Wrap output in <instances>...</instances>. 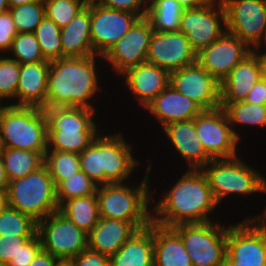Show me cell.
I'll list each match as a JSON object with an SVG mask.
<instances>
[{"label":"cell","mask_w":266,"mask_h":266,"mask_svg":"<svg viewBox=\"0 0 266 266\" xmlns=\"http://www.w3.org/2000/svg\"><path fill=\"white\" fill-rule=\"evenodd\" d=\"M247 164L239 155L232 158L212 159L201 171L206 176L216 203L221 205L226 198L238 195L265 194L266 177ZM243 196V197H242Z\"/></svg>","instance_id":"cell-5"},{"label":"cell","mask_w":266,"mask_h":266,"mask_svg":"<svg viewBox=\"0 0 266 266\" xmlns=\"http://www.w3.org/2000/svg\"><path fill=\"white\" fill-rule=\"evenodd\" d=\"M47 167L55 186L80 171L79 154L58 150H47L44 154Z\"/></svg>","instance_id":"cell-34"},{"label":"cell","mask_w":266,"mask_h":266,"mask_svg":"<svg viewBox=\"0 0 266 266\" xmlns=\"http://www.w3.org/2000/svg\"><path fill=\"white\" fill-rule=\"evenodd\" d=\"M263 223V225L266 227V221H261Z\"/></svg>","instance_id":"cell-60"},{"label":"cell","mask_w":266,"mask_h":266,"mask_svg":"<svg viewBox=\"0 0 266 266\" xmlns=\"http://www.w3.org/2000/svg\"><path fill=\"white\" fill-rule=\"evenodd\" d=\"M64 264L59 258L41 249L29 266H63Z\"/></svg>","instance_id":"cell-48"},{"label":"cell","mask_w":266,"mask_h":266,"mask_svg":"<svg viewBox=\"0 0 266 266\" xmlns=\"http://www.w3.org/2000/svg\"><path fill=\"white\" fill-rule=\"evenodd\" d=\"M120 76L122 84L126 86L125 90H129L126 92H130L131 97H134L132 99L138 102L136 105L143 109L169 85L170 81V73L167 70L147 61L128 68Z\"/></svg>","instance_id":"cell-20"},{"label":"cell","mask_w":266,"mask_h":266,"mask_svg":"<svg viewBox=\"0 0 266 266\" xmlns=\"http://www.w3.org/2000/svg\"><path fill=\"white\" fill-rule=\"evenodd\" d=\"M153 32L149 19L146 16L139 18L103 56V61H106L105 66L107 65L108 69L110 67V71L113 70V74L120 78L128 68L146 62Z\"/></svg>","instance_id":"cell-15"},{"label":"cell","mask_w":266,"mask_h":266,"mask_svg":"<svg viewBox=\"0 0 266 266\" xmlns=\"http://www.w3.org/2000/svg\"><path fill=\"white\" fill-rule=\"evenodd\" d=\"M14 22L9 11L0 14V54H7L14 37L17 35Z\"/></svg>","instance_id":"cell-45"},{"label":"cell","mask_w":266,"mask_h":266,"mask_svg":"<svg viewBox=\"0 0 266 266\" xmlns=\"http://www.w3.org/2000/svg\"><path fill=\"white\" fill-rule=\"evenodd\" d=\"M87 2H94V1H97V0H86Z\"/></svg>","instance_id":"cell-59"},{"label":"cell","mask_w":266,"mask_h":266,"mask_svg":"<svg viewBox=\"0 0 266 266\" xmlns=\"http://www.w3.org/2000/svg\"><path fill=\"white\" fill-rule=\"evenodd\" d=\"M41 249V240L37 234L21 247V250L17 254L16 258L11 259L6 266H29L33 261V258Z\"/></svg>","instance_id":"cell-46"},{"label":"cell","mask_w":266,"mask_h":266,"mask_svg":"<svg viewBox=\"0 0 266 266\" xmlns=\"http://www.w3.org/2000/svg\"><path fill=\"white\" fill-rule=\"evenodd\" d=\"M167 144H171L175 155L185 161L187 169H202L212 158L206 153L195 130V118L165 126L162 131Z\"/></svg>","instance_id":"cell-21"},{"label":"cell","mask_w":266,"mask_h":266,"mask_svg":"<svg viewBox=\"0 0 266 266\" xmlns=\"http://www.w3.org/2000/svg\"><path fill=\"white\" fill-rule=\"evenodd\" d=\"M154 266H193L181 237L172 229L153 223Z\"/></svg>","instance_id":"cell-26"},{"label":"cell","mask_w":266,"mask_h":266,"mask_svg":"<svg viewBox=\"0 0 266 266\" xmlns=\"http://www.w3.org/2000/svg\"><path fill=\"white\" fill-rule=\"evenodd\" d=\"M49 65V61L21 64L16 106H45Z\"/></svg>","instance_id":"cell-24"},{"label":"cell","mask_w":266,"mask_h":266,"mask_svg":"<svg viewBox=\"0 0 266 266\" xmlns=\"http://www.w3.org/2000/svg\"><path fill=\"white\" fill-rule=\"evenodd\" d=\"M137 231L130 223L100 217L88 233V248L111 256Z\"/></svg>","instance_id":"cell-25"},{"label":"cell","mask_w":266,"mask_h":266,"mask_svg":"<svg viewBox=\"0 0 266 266\" xmlns=\"http://www.w3.org/2000/svg\"><path fill=\"white\" fill-rule=\"evenodd\" d=\"M110 266H154L153 222L137 230L115 254L110 256Z\"/></svg>","instance_id":"cell-28"},{"label":"cell","mask_w":266,"mask_h":266,"mask_svg":"<svg viewBox=\"0 0 266 266\" xmlns=\"http://www.w3.org/2000/svg\"><path fill=\"white\" fill-rule=\"evenodd\" d=\"M9 180L5 171L2 154H0V189H7Z\"/></svg>","instance_id":"cell-50"},{"label":"cell","mask_w":266,"mask_h":266,"mask_svg":"<svg viewBox=\"0 0 266 266\" xmlns=\"http://www.w3.org/2000/svg\"><path fill=\"white\" fill-rule=\"evenodd\" d=\"M117 131L105 133L103 129L104 185L130 182L141 165V160L133 155L134 145L125 139L123 131Z\"/></svg>","instance_id":"cell-18"},{"label":"cell","mask_w":266,"mask_h":266,"mask_svg":"<svg viewBox=\"0 0 266 266\" xmlns=\"http://www.w3.org/2000/svg\"><path fill=\"white\" fill-rule=\"evenodd\" d=\"M7 55L20 64L46 61L33 32L17 33Z\"/></svg>","instance_id":"cell-39"},{"label":"cell","mask_w":266,"mask_h":266,"mask_svg":"<svg viewBox=\"0 0 266 266\" xmlns=\"http://www.w3.org/2000/svg\"><path fill=\"white\" fill-rule=\"evenodd\" d=\"M184 8L175 0H148L147 15L158 32L179 31Z\"/></svg>","instance_id":"cell-32"},{"label":"cell","mask_w":266,"mask_h":266,"mask_svg":"<svg viewBox=\"0 0 266 266\" xmlns=\"http://www.w3.org/2000/svg\"><path fill=\"white\" fill-rule=\"evenodd\" d=\"M42 249L66 263L88 248V234L59 210L38 221Z\"/></svg>","instance_id":"cell-10"},{"label":"cell","mask_w":266,"mask_h":266,"mask_svg":"<svg viewBox=\"0 0 266 266\" xmlns=\"http://www.w3.org/2000/svg\"><path fill=\"white\" fill-rule=\"evenodd\" d=\"M86 0H44L45 16L51 19L60 29L87 6Z\"/></svg>","instance_id":"cell-41"},{"label":"cell","mask_w":266,"mask_h":266,"mask_svg":"<svg viewBox=\"0 0 266 266\" xmlns=\"http://www.w3.org/2000/svg\"><path fill=\"white\" fill-rule=\"evenodd\" d=\"M80 170L97 185H104L103 130L79 154Z\"/></svg>","instance_id":"cell-35"},{"label":"cell","mask_w":266,"mask_h":266,"mask_svg":"<svg viewBox=\"0 0 266 266\" xmlns=\"http://www.w3.org/2000/svg\"><path fill=\"white\" fill-rule=\"evenodd\" d=\"M265 194H266V186H265ZM254 214H252V216L248 215L247 218H258L260 221H266V206L264 208V211L262 210V213H261V210H260V213H256L254 216Z\"/></svg>","instance_id":"cell-54"},{"label":"cell","mask_w":266,"mask_h":266,"mask_svg":"<svg viewBox=\"0 0 266 266\" xmlns=\"http://www.w3.org/2000/svg\"><path fill=\"white\" fill-rule=\"evenodd\" d=\"M262 63V73L263 77L266 78V51H255Z\"/></svg>","instance_id":"cell-53"},{"label":"cell","mask_w":266,"mask_h":266,"mask_svg":"<svg viewBox=\"0 0 266 266\" xmlns=\"http://www.w3.org/2000/svg\"><path fill=\"white\" fill-rule=\"evenodd\" d=\"M262 76L261 60L253 51L220 82V103L244 101Z\"/></svg>","instance_id":"cell-23"},{"label":"cell","mask_w":266,"mask_h":266,"mask_svg":"<svg viewBox=\"0 0 266 266\" xmlns=\"http://www.w3.org/2000/svg\"><path fill=\"white\" fill-rule=\"evenodd\" d=\"M195 130L203 148L212 159L240 155L239 145L242 142L234 135L222 107L203 110L198 114L195 117Z\"/></svg>","instance_id":"cell-13"},{"label":"cell","mask_w":266,"mask_h":266,"mask_svg":"<svg viewBox=\"0 0 266 266\" xmlns=\"http://www.w3.org/2000/svg\"><path fill=\"white\" fill-rule=\"evenodd\" d=\"M225 261L236 266H266V227L258 218L229 224Z\"/></svg>","instance_id":"cell-9"},{"label":"cell","mask_w":266,"mask_h":266,"mask_svg":"<svg viewBox=\"0 0 266 266\" xmlns=\"http://www.w3.org/2000/svg\"><path fill=\"white\" fill-rule=\"evenodd\" d=\"M44 2V0H8L9 8H12L21 4Z\"/></svg>","instance_id":"cell-52"},{"label":"cell","mask_w":266,"mask_h":266,"mask_svg":"<svg viewBox=\"0 0 266 266\" xmlns=\"http://www.w3.org/2000/svg\"><path fill=\"white\" fill-rule=\"evenodd\" d=\"M0 133L4 147L47 151L48 128L43 108L0 105Z\"/></svg>","instance_id":"cell-6"},{"label":"cell","mask_w":266,"mask_h":266,"mask_svg":"<svg viewBox=\"0 0 266 266\" xmlns=\"http://www.w3.org/2000/svg\"><path fill=\"white\" fill-rule=\"evenodd\" d=\"M253 50L227 31L208 47L197 53V62L219 82Z\"/></svg>","instance_id":"cell-19"},{"label":"cell","mask_w":266,"mask_h":266,"mask_svg":"<svg viewBox=\"0 0 266 266\" xmlns=\"http://www.w3.org/2000/svg\"><path fill=\"white\" fill-rule=\"evenodd\" d=\"M223 266H236V261H225Z\"/></svg>","instance_id":"cell-57"},{"label":"cell","mask_w":266,"mask_h":266,"mask_svg":"<svg viewBox=\"0 0 266 266\" xmlns=\"http://www.w3.org/2000/svg\"><path fill=\"white\" fill-rule=\"evenodd\" d=\"M184 171L183 175L176 177L177 180L174 179L175 183L170 185L168 191L165 187L162 193L164 196L158 198L159 200L154 198L155 189L152 187V222L172 228L180 224L220 220L219 216H215L216 213L219 214L216 208L220 207L212 195L204 173L201 169Z\"/></svg>","instance_id":"cell-1"},{"label":"cell","mask_w":266,"mask_h":266,"mask_svg":"<svg viewBox=\"0 0 266 266\" xmlns=\"http://www.w3.org/2000/svg\"><path fill=\"white\" fill-rule=\"evenodd\" d=\"M179 31L184 33L198 53L220 38L226 31V12L221 0L196 8L184 9Z\"/></svg>","instance_id":"cell-12"},{"label":"cell","mask_w":266,"mask_h":266,"mask_svg":"<svg viewBox=\"0 0 266 266\" xmlns=\"http://www.w3.org/2000/svg\"><path fill=\"white\" fill-rule=\"evenodd\" d=\"M60 34L63 57L95 55L90 30V2L61 29Z\"/></svg>","instance_id":"cell-27"},{"label":"cell","mask_w":266,"mask_h":266,"mask_svg":"<svg viewBox=\"0 0 266 266\" xmlns=\"http://www.w3.org/2000/svg\"><path fill=\"white\" fill-rule=\"evenodd\" d=\"M18 33L33 32L45 17L44 2L21 4L9 8Z\"/></svg>","instance_id":"cell-40"},{"label":"cell","mask_w":266,"mask_h":266,"mask_svg":"<svg viewBox=\"0 0 266 266\" xmlns=\"http://www.w3.org/2000/svg\"><path fill=\"white\" fill-rule=\"evenodd\" d=\"M66 266H110V257L91 250L89 248L84 249L77 256L70 258L66 263Z\"/></svg>","instance_id":"cell-43"},{"label":"cell","mask_w":266,"mask_h":266,"mask_svg":"<svg viewBox=\"0 0 266 266\" xmlns=\"http://www.w3.org/2000/svg\"><path fill=\"white\" fill-rule=\"evenodd\" d=\"M152 165L149 160L141 182L137 180L135 185L130 181V184L98 186L99 217L130 222L137 230L149 226L152 222V185L149 183L150 173L154 170Z\"/></svg>","instance_id":"cell-3"},{"label":"cell","mask_w":266,"mask_h":266,"mask_svg":"<svg viewBox=\"0 0 266 266\" xmlns=\"http://www.w3.org/2000/svg\"><path fill=\"white\" fill-rule=\"evenodd\" d=\"M43 110L47 118V150L80 154L101 131L96 110L82 107Z\"/></svg>","instance_id":"cell-4"},{"label":"cell","mask_w":266,"mask_h":266,"mask_svg":"<svg viewBox=\"0 0 266 266\" xmlns=\"http://www.w3.org/2000/svg\"><path fill=\"white\" fill-rule=\"evenodd\" d=\"M97 187L91 178L80 170L56 186L58 205L73 198L95 194Z\"/></svg>","instance_id":"cell-38"},{"label":"cell","mask_w":266,"mask_h":266,"mask_svg":"<svg viewBox=\"0 0 266 266\" xmlns=\"http://www.w3.org/2000/svg\"><path fill=\"white\" fill-rule=\"evenodd\" d=\"M8 206V190L0 189V212Z\"/></svg>","instance_id":"cell-51"},{"label":"cell","mask_w":266,"mask_h":266,"mask_svg":"<svg viewBox=\"0 0 266 266\" xmlns=\"http://www.w3.org/2000/svg\"><path fill=\"white\" fill-rule=\"evenodd\" d=\"M59 211L87 234L100 218L96 193L67 200L59 206Z\"/></svg>","instance_id":"cell-30"},{"label":"cell","mask_w":266,"mask_h":266,"mask_svg":"<svg viewBox=\"0 0 266 266\" xmlns=\"http://www.w3.org/2000/svg\"><path fill=\"white\" fill-rule=\"evenodd\" d=\"M101 60L103 61V56L93 55L62 57L51 61L48 71L46 104L43 108L82 107L97 111L98 108L94 103L97 101L96 97L99 98L98 93L103 92L100 74L102 75L101 70L103 72L104 64Z\"/></svg>","instance_id":"cell-2"},{"label":"cell","mask_w":266,"mask_h":266,"mask_svg":"<svg viewBox=\"0 0 266 266\" xmlns=\"http://www.w3.org/2000/svg\"><path fill=\"white\" fill-rule=\"evenodd\" d=\"M137 14L90 2V30L95 55L104 56L135 24Z\"/></svg>","instance_id":"cell-14"},{"label":"cell","mask_w":266,"mask_h":266,"mask_svg":"<svg viewBox=\"0 0 266 266\" xmlns=\"http://www.w3.org/2000/svg\"><path fill=\"white\" fill-rule=\"evenodd\" d=\"M97 2L107 8L137 14L140 18L147 15L148 0H97Z\"/></svg>","instance_id":"cell-44"},{"label":"cell","mask_w":266,"mask_h":266,"mask_svg":"<svg viewBox=\"0 0 266 266\" xmlns=\"http://www.w3.org/2000/svg\"><path fill=\"white\" fill-rule=\"evenodd\" d=\"M233 130L234 135L241 142L242 136L239 129L242 127L266 128V105H257L247 103L245 101H237L234 103H220ZM238 130V131H237Z\"/></svg>","instance_id":"cell-29"},{"label":"cell","mask_w":266,"mask_h":266,"mask_svg":"<svg viewBox=\"0 0 266 266\" xmlns=\"http://www.w3.org/2000/svg\"><path fill=\"white\" fill-rule=\"evenodd\" d=\"M38 222L26 213L6 206L0 212V236H36Z\"/></svg>","instance_id":"cell-33"},{"label":"cell","mask_w":266,"mask_h":266,"mask_svg":"<svg viewBox=\"0 0 266 266\" xmlns=\"http://www.w3.org/2000/svg\"><path fill=\"white\" fill-rule=\"evenodd\" d=\"M245 102L257 105H266V78L263 76L250 89L244 99Z\"/></svg>","instance_id":"cell-47"},{"label":"cell","mask_w":266,"mask_h":266,"mask_svg":"<svg viewBox=\"0 0 266 266\" xmlns=\"http://www.w3.org/2000/svg\"><path fill=\"white\" fill-rule=\"evenodd\" d=\"M146 61L170 73L195 63L197 52L181 31H154Z\"/></svg>","instance_id":"cell-17"},{"label":"cell","mask_w":266,"mask_h":266,"mask_svg":"<svg viewBox=\"0 0 266 266\" xmlns=\"http://www.w3.org/2000/svg\"><path fill=\"white\" fill-rule=\"evenodd\" d=\"M221 224L220 220H215L172 227L181 237L193 266L224 265L229 225Z\"/></svg>","instance_id":"cell-8"},{"label":"cell","mask_w":266,"mask_h":266,"mask_svg":"<svg viewBox=\"0 0 266 266\" xmlns=\"http://www.w3.org/2000/svg\"><path fill=\"white\" fill-rule=\"evenodd\" d=\"M20 69L21 64L18 61L11 59L6 54L0 55L1 105H5L7 103V105L16 106V91L20 76Z\"/></svg>","instance_id":"cell-37"},{"label":"cell","mask_w":266,"mask_h":266,"mask_svg":"<svg viewBox=\"0 0 266 266\" xmlns=\"http://www.w3.org/2000/svg\"><path fill=\"white\" fill-rule=\"evenodd\" d=\"M226 12L227 32L253 51L266 40V0H221Z\"/></svg>","instance_id":"cell-11"},{"label":"cell","mask_w":266,"mask_h":266,"mask_svg":"<svg viewBox=\"0 0 266 266\" xmlns=\"http://www.w3.org/2000/svg\"><path fill=\"white\" fill-rule=\"evenodd\" d=\"M9 10L8 0H0V14Z\"/></svg>","instance_id":"cell-55"},{"label":"cell","mask_w":266,"mask_h":266,"mask_svg":"<svg viewBox=\"0 0 266 266\" xmlns=\"http://www.w3.org/2000/svg\"><path fill=\"white\" fill-rule=\"evenodd\" d=\"M7 190L8 205L37 222L59 210L56 186L45 165L22 178L9 181Z\"/></svg>","instance_id":"cell-7"},{"label":"cell","mask_w":266,"mask_h":266,"mask_svg":"<svg viewBox=\"0 0 266 266\" xmlns=\"http://www.w3.org/2000/svg\"><path fill=\"white\" fill-rule=\"evenodd\" d=\"M169 84L189 97L203 110L220 107V82L197 61L170 72Z\"/></svg>","instance_id":"cell-16"},{"label":"cell","mask_w":266,"mask_h":266,"mask_svg":"<svg viewBox=\"0 0 266 266\" xmlns=\"http://www.w3.org/2000/svg\"><path fill=\"white\" fill-rule=\"evenodd\" d=\"M4 144H3V140H2V136H1V133H0V154L3 153L4 151Z\"/></svg>","instance_id":"cell-56"},{"label":"cell","mask_w":266,"mask_h":266,"mask_svg":"<svg viewBox=\"0 0 266 266\" xmlns=\"http://www.w3.org/2000/svg\"><path fill=\"white\" fill-rule=\"evenodd\" d=\"M161 129L179 121L194 119L203 109L189 97L176 91L170 84L144 109Z\"/></svg>","instance_id":"cell-22"},{"label":"cell","mask_w":266,"mask_h":266,"mask_svg":"<svg viewBox=\"0 0 266 266\" xmlns=\"http://www.w3.org/2000/svg\"><path fill=\"white\" fill-rule=\"evenodd\" d=\"M175 1L178 2L184 9H189L206 5L214 0H175Z\"/></svg>","instance_id":"cell-49"},{"label":"cell","mask_w":266,"mask_h":266,"mask_svg":"<svg viewBox=\"0 0 266 266\" xmlns=\"http://www.w3.org/2000/svg\"><path fill=\"white\" fill-rule=\"evenodd\" d=\"M261 47L255 49L254 51H266V40H265V43Z\"/></svg>","instance_id":"cell-58"},{"label":"cell","mask_w":266,"mask_h":266,"mask_svg":"<svg viewBox=\"0 0 266 266\" xmlns=\"http://www.w3.org/2000/svg\"><path fill=\"white\" fill-rule=\"evenodd\" d=\"M35 236H0V265L15 259L21 247Z\"/></svg>","instance_id":"cell-42"},{"label":"cell","mask_w":266,"mask_h":266,"mask_svg":"<svg viewBox=\"0 0 266 266\" xmlns=\"http://www.w3.org/2000/svg\"><path fill=\"white\" fill-rule=\"evenodd\" d=\"M61 29L46 16L34 31L40 50L46 61H54L63 57L61 45Z\"/></svg>","instance_id":"cell-36"},{"label":"cell","mask_w":266,"mask_h":266,"mask_svg":"<svg viewBox=\"0 0 266 266\" xmlns=\"http://www.w3.org/2000/svg\"><path fill=\"white\" fill-rule=\"evenodd\" d=\"M44 154L25 149L5 147L2 153L9 181L22 178L44 165Z\"/></svg>","instance_id":"cell-31"}]
</instances>
